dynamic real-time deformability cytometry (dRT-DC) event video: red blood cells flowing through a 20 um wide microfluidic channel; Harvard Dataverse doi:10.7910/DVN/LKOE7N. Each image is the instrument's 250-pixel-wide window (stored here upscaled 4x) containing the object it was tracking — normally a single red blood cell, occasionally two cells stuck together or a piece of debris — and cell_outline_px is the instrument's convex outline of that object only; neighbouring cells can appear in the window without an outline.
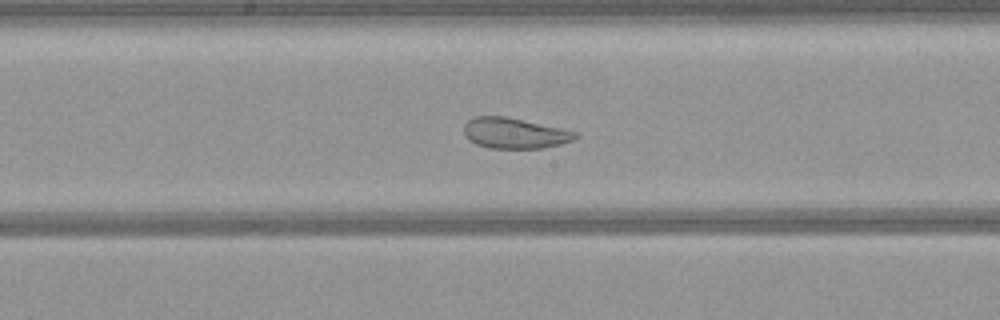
{"species": "common noctule bat (a hibernating species)", "species_latin": "Nyctalus noctula", "temperature_condition": "warm", "stored_images_in_passage": 37, "camera_frame_rate_fps": 3000, "um_per_image_px": 0.085, "animal": {"sex": "female", "body_mass_g": 21.9}, "frame": {"image": 1, "passage_image": 20, "time_ms": 6.333, "image_size_px": [1000, 320], "cell_outline_px": [[580, 136], [572, 140], [560, 144], [540, 148], [488, 148], [476, 144], [468, 140], [464, 136], [464, 124], [472, 116], [504, 116], [580, 132]], "centroid_in_image_um": [43.72, 11.32], "position_along_channel_um": 204.5, "area_um2": 20.0}}
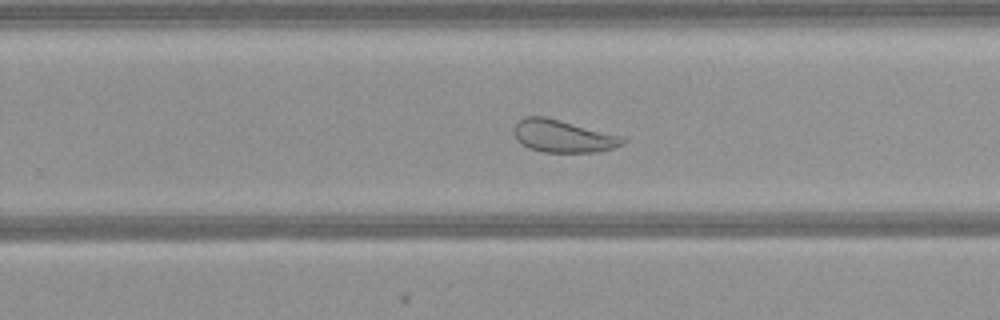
{"frame": {"image": 2, "passage_image": 26, "time_ms": 8.333, "image_size_px": [1000, 320], "cell_outline_px": [[628, 140], [624, 144], [600, 152], [544, 152], [528, 148], [516, 140], [512, 132], [512, 128], [524, 116], [544, 116], [624, 136]], "centroid_in_image_um": [47.86, 11.57], "position_along_channel_um": 281.9, "area_um2": 20.87}}
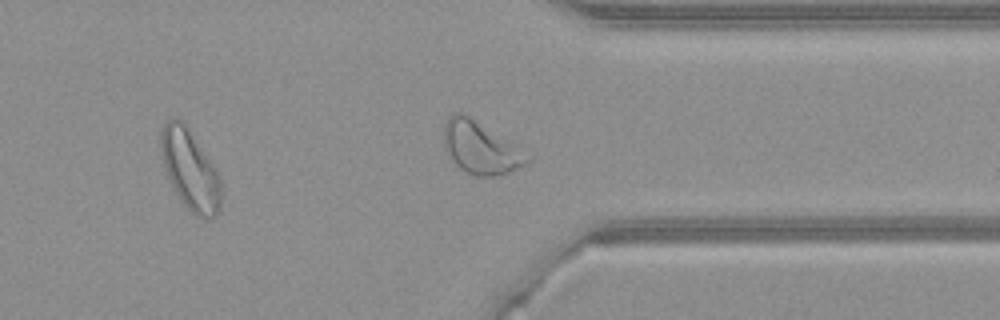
{"frame": {"image": 3, "passage_image": 33, "time_ms": 10.667, "image_size_px": [1000, 320], "cell_outline_px": [[220, 212], [216, 216], [204, 220], [196, 216], [184, 204], [176, 192], [168, 176], [160, 152], [160, 128], [172, 116], [176, 116], [188, 128], [216, 168], [220, 176]], "centroid_in_image_um": [16.16, 14.42], "position_along_channel_um": 395.2, "area_um2": 28.03}}